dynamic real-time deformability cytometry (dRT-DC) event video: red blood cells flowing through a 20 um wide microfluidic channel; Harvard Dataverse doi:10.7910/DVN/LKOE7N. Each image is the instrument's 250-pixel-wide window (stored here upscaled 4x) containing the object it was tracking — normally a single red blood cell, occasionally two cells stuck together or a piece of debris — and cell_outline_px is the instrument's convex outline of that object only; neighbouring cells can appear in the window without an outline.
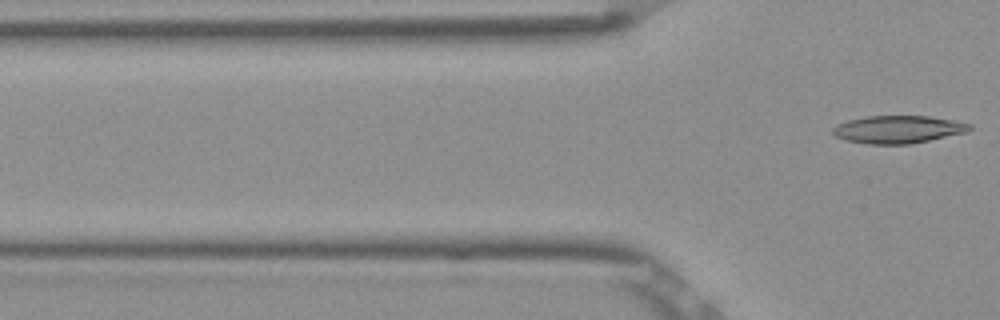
{"species": "Egyptian fruit bat (a non-hibernating species)", "species_latin": "Rousettus aegyptiacus", "temperature_condition": "room temperature", "stored_images_in_passage": 5, "camera_frame_rate_fps": 3000, "um_per_image_px": 0.085, "frame": {"image": 1, "passage_image": 5, "time_ms": 1.333, "image_size_px": [1000, 320], "cell_outline_px": [[972, 128], [968, 132], [908, 144], [868, 144], [844, 140], [836, 136], [832, 132], [832, 128], [836, 124], [848, 120], [864, 116], [928, 116], [952, 120], [972, 124]], "centroid_in_image_um": [76.31, 10.99], "position_along_channel_um": 49.5, "area_um2": 22.08}}